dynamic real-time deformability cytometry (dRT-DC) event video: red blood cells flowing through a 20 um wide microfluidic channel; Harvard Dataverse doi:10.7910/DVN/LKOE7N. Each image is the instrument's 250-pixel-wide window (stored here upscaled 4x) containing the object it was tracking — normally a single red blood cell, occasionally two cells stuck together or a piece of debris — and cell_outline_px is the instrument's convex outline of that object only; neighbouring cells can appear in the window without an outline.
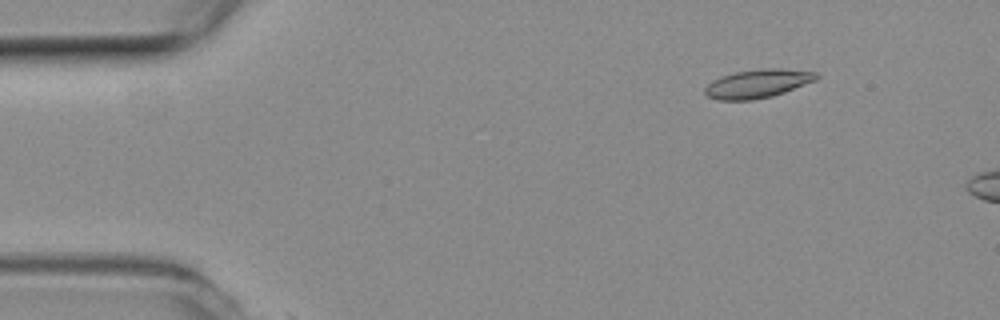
{"species": "common noctule bat (a hibernating species)", "species_latin": "Nyctalus noctula", "temperature_condition": "room temperature", "stored_images_in_passage": 4, "camera_frame_rate_fps": 3000, "um_per_image_px": 0.085, "animal": {"sex": "female", "body_mass_g": 19.3, "forearm_length_mm": 54.1}, "frame": {"image": 1, "passage_image": 2, "time_ms": 0.333, "image_size_px": [1000, 320], "cell_outline_px": [[820, 76], [816, 80], [784, 92], [772, 96], [752, 100], [716, 100], [708, 96], [704, 92], [704, 88], [712, 80], [720, 76], [736, 72], [760, 68], [776, 68], [816, 72]], "centroid_in_image_um": [64.38, 7.11], "position_along_channel_um": 20.6, "area_um2": 18.55}}